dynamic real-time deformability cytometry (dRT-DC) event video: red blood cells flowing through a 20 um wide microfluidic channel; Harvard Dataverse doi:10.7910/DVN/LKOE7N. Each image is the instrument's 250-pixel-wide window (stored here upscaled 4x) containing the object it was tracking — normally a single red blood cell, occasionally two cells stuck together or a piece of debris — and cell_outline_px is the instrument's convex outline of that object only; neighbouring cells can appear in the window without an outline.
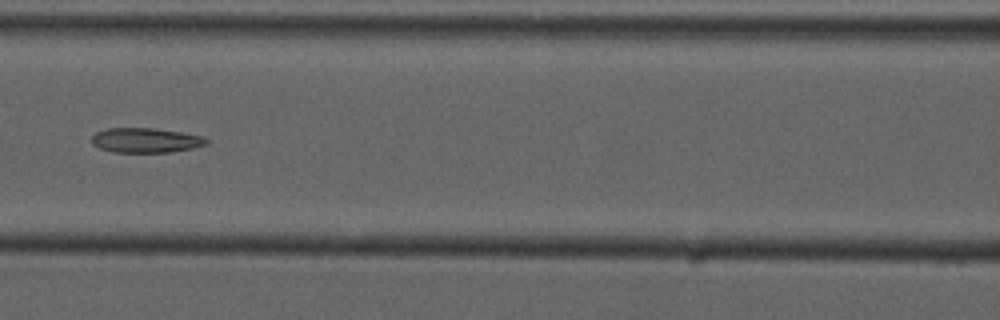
{"species": "common noctule bat (a hibernating species)", "species_latin": "Nyctalus noctula", "temperature_condition": "cold", "stored_images_in_passage": 7, "camera_frame_rate_fps": 3000, "um_per_image_px": 0.085, "animal": {"sex": "male", "forearm_length_mm": 52.5}, "frame": {"image": 1, "passage_image": 7, "time_ms": 7.0, "image_size_px": [1000, 320], "cell_outline_px": [[208, 144], [192, 148], [172, 152], [112, 152], [100, 148], [92, 144], [92, 136], [96, 132], [108, 128], [156, 128], [180, 132], [200, 136], [208, 140]], "centroid_in_image_um": [12.36, 11.92], "position_along_channel_um": 154.2, "area_um2": 16.47}}